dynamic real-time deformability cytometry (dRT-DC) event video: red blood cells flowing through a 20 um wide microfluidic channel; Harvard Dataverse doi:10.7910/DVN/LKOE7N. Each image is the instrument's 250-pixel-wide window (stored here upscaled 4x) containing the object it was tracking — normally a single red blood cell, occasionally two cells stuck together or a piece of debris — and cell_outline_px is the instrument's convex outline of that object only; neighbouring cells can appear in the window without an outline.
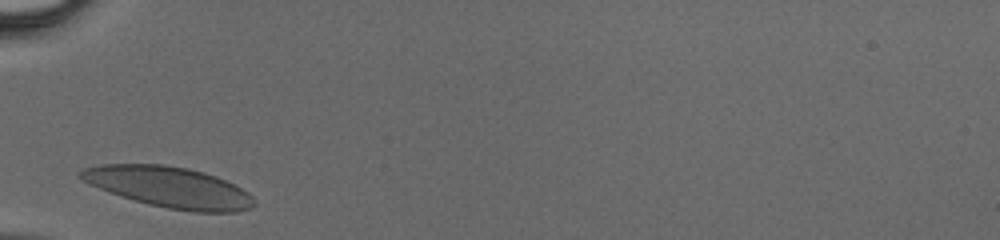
{"species": "human", "species_latin": "Homo sapiens", "temperature_condition": "cold", "stored_images_in_passage": 23, "camera_frame_rate_fps": 3000, "um_per_image_px": 0.085, "donor": {"sex": "male"}, "frame": {"image": 1, "passage_image": 1, "time_ms": 0.0, "image_size_px": [1000, 240], "cell_outline_px": [[256, 204], [252, 208], [236, 212], [192, 212], [168, 208], [148, 204], [100, 188], [76, 176], [76, 172], [84, 168], [100, 164], [164, 164], [188, 168], [204, 172], [216, 176], [248, 192], [256, 200]], "centroid_in_image_um": [14.41, 15.9], "position_along_channel_um": 70.6, "area_um2": 41.1}}
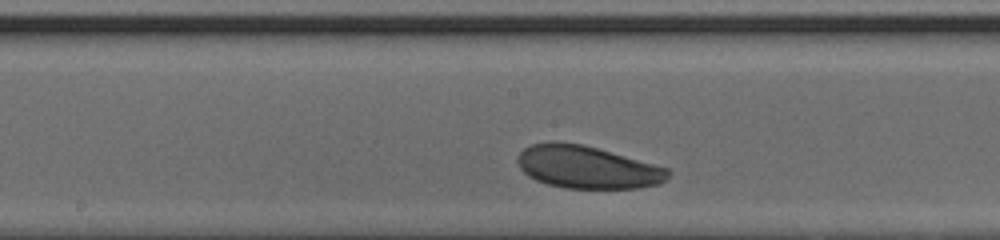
{"frame": {"image": 2, "passage_image": 10, "time_ms": 3.0, "image_size_px": [1000, 240], "cell_outline_px": [[672, 172], [660, 184], [636, 188], [564, 188], [548, 184], [536, 180], [528, 176], [520, 168], [516, 160], [516, 156], [524, 148], [532, 144], [584, 144], [668, 168]], "centroid_in_image_um": [49.93, 14.23], "position_along_channel_um": 198.3, "area_um2": 36.82}}
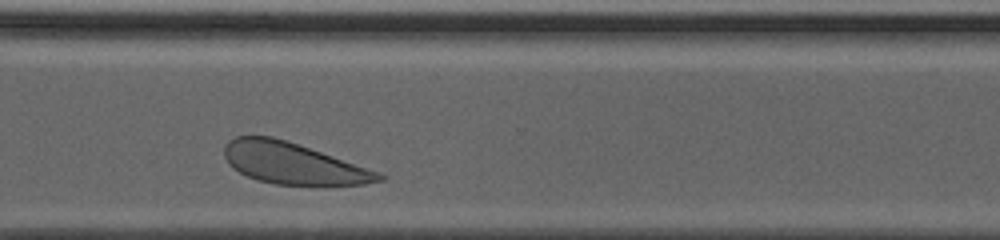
{"frame": {"image": 3, "passage_image": 20, "time_ms": 6.333, "image_size_px": [1000, 240], "cell_outline_px": [[384, 180], [364, 184], [316, 188], [276, 184], [260, 180], [248, 176], [232, 168], [228, 164], [224, 156], [224, 144], [228, 140], [236, 136], [272, 136], [380, 172], [384, 176]], "centroid_in_image_um": [24.92, 13.94], "position_along_channel_um": 345.7, "area_um2": 37.69}}